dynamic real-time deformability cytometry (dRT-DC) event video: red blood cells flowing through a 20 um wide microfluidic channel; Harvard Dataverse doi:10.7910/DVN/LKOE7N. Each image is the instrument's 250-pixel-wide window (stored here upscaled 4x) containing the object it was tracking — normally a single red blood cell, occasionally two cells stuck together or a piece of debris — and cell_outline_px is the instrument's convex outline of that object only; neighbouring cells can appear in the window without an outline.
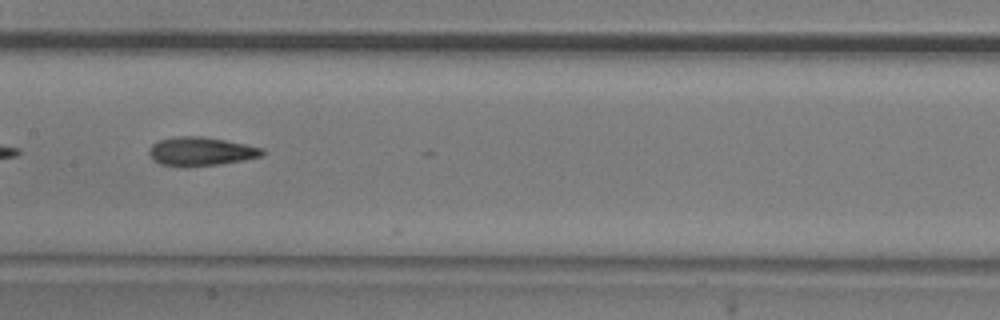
{"species": "common noctule bat (a hibernating species)", "species_latin": "Nyctalus noctula", "temperature_condition": "room temperature", "stored_images_in_passage": 20, "camera_frame_rate_fps": 3000, "um_per_image_px": 0.085, "animal": {"sex": "male", "body_mass_g": 20.5, "forearm_length_mm": 52.5}, "frame": {"image": 1, "passage_image": 12, "time_ms": 3.667, "image_size_px": [1000, 320], "cell_outline_px": [[264, 156], [244, 160], [220, 164], [184, 168], [160, 164], [152, 160], [148, 152], [152, 144], [160, 140], [176, 136], [200, 136], [224, 140], [264, 148]], "centroid_in_image_um": [17.06, 12.89], "position_along_channel_um": 190.3, "area_um2": 19.19}}